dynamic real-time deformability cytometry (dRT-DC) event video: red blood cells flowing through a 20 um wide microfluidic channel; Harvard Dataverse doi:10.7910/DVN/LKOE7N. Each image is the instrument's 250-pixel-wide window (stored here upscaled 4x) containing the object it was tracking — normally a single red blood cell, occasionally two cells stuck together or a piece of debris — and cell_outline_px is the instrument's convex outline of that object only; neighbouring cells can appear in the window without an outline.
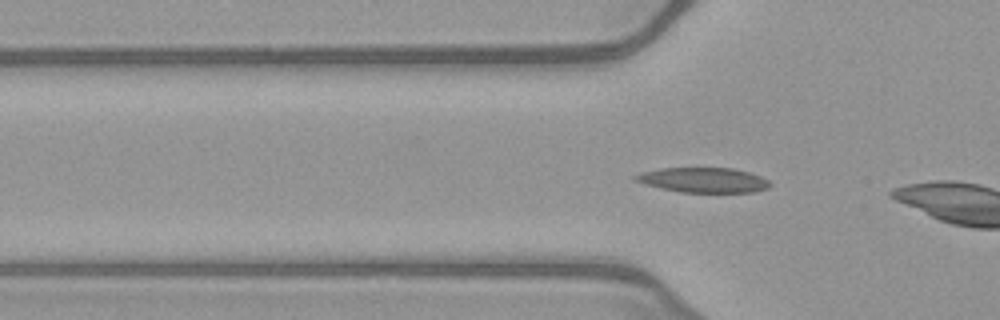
{"species": "common noctule bat (a hibernating species)", "species_latin": "Nyctalus noctula", "temperature_condition": "warm", "stored_images_in_passage": 3, "camera_frame_rate_fps": 3000, "um_per_image_px": 0.085, "animal": {"sex": "female", "body_mass_g": 21.9}, "frame": {"image": 1, "passage_image": 3, "time_ms": 0.667, "image_size_px": [1000, 320], "cell_outline_px": [[772, 184], [768, 188], [756, 192], [680, 192], [644, 184], [632, 180], [632, 176], [640, 172], [660, 168], [732, 168], [748, 172], [760, 176], [768, 180]], "centroid_in_image_um": [59.76, 15.3], "position_along_channel_um": 66.0, "area_um2": 19.65}}